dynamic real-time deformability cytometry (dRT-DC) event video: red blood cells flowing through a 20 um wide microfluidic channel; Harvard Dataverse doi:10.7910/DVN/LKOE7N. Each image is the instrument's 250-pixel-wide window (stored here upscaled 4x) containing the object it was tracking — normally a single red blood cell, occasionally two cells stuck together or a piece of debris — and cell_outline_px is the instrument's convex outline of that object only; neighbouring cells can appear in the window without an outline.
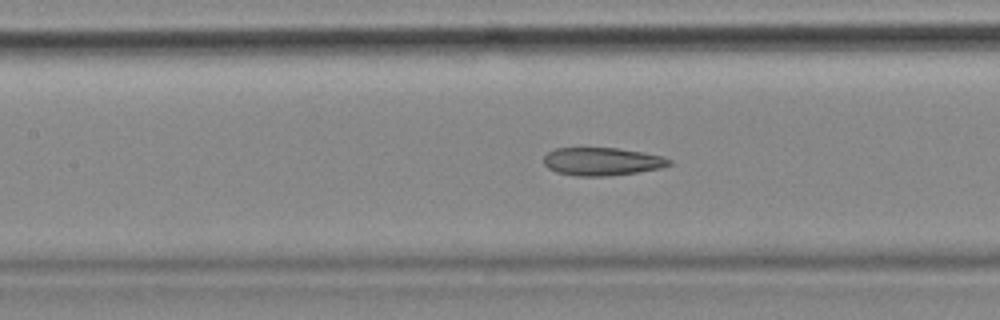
{"species": "common noctule bat (a hibernating species)", "species_latin": "Nyctalus noctula", "temperature_condition": "cold", "stored_images_in_passage": 55, "camera_frame_rate_fps": 3000, "um_per_image_px": 0.085, "animal": {"sex": "female", "body_mass_g": 18.4}, "frame": {"image": 1, "passage_image": 24, "time_ms": 7.667, "image_size_px": [1000, 320], "cell_outline_px": [[672, 164], [660, 168], [636, 172], [608, 176], [576, 176], [556, 172], [548, 168], [544, 164], [544, 156], [548, 152], [556, 148], [616, 148], [644, 152], [664, 156], [672, 160]], "centroid_in_image_um": [51.18, 13.72], "position_along_channel_um": 156.2, "area_um2": 20.52}, "authors_computed_cell_mechanics": {"area_um2": 22.0218, "velocity_mm_per_s": 3.5658, "shape_relaxation_time_tau1_ms": null, "shape_relaxation_time_tau2_ms": 3.1311, "deformation_change_tau1": null, "deformation_change_tau2": 0.1225}}